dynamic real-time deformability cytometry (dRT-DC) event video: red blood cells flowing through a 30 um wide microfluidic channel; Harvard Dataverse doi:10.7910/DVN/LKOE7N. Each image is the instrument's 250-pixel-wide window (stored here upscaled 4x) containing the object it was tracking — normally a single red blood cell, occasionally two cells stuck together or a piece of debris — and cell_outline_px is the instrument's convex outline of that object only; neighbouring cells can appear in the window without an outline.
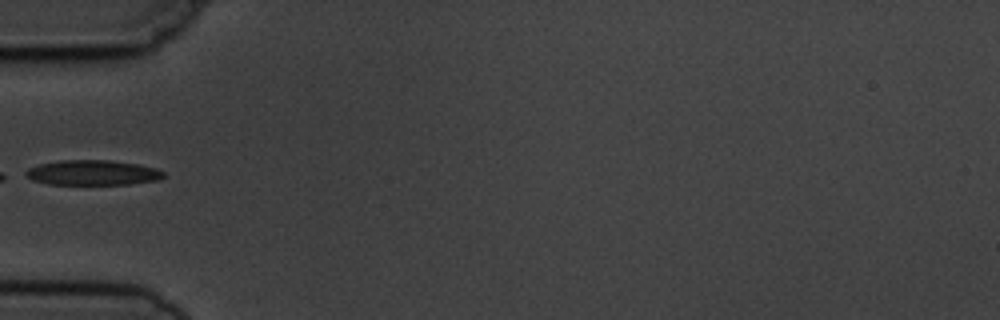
{"species": "common noctule bat (a hibernating species)", "species_latin": "Nyctalus noctula", "temperature_condition": "cold", "stored_images_in_passage": 7, "camera_frame_rate_fps": 3000, "um_per_image_px": 0.085, "animal": {"sex": "male", "body_mass_g": 19.5, "forearm_length_mm": 54.6}, "frame": {"image": 1, "passage_image": 6, "time_ms": 5.667, "image_size_px": [1000, 320], "cell_outline_px": [[164, 176], [160, 180], [128, 184], [48, 184], [32, 180], [24, 176], [24, 172], [28, 168], [40, 164], [60, 160], [112, 160], [136, 164], [156, 168], [164, 172]], "centroid_in_image_um": [7.85, 14.68], "position_along_channel_um": 77.1, "area_um2": 20.17}}
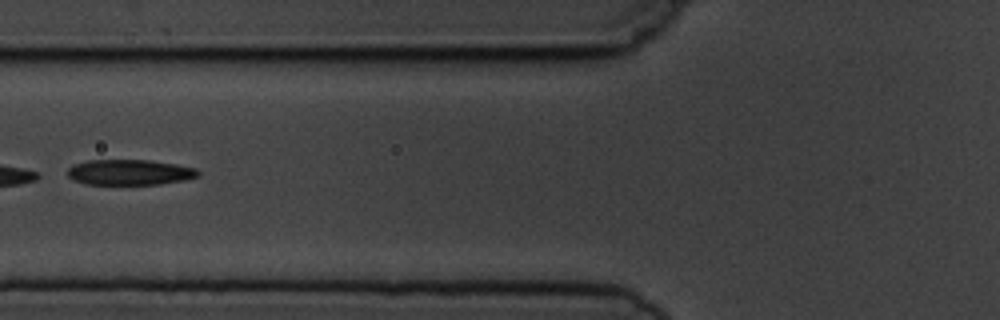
{"frame": {"image": 2, "passage_image": 7, "time_ms": 6.667, "image_size_px": [1000, 320], "cell_outline_px": [[200, 176], [184, 180], [160, 184], [84, 184], [72, 180], [68, 176], [68, 168], [72, 164], [88, 160], [148, 160], [176, 164], [196, 168], [200, 172]], "centroid_in_image_um": [11.01, 14.64], "position_along_channel_um": 114.8, "area_um2": 19.54}}